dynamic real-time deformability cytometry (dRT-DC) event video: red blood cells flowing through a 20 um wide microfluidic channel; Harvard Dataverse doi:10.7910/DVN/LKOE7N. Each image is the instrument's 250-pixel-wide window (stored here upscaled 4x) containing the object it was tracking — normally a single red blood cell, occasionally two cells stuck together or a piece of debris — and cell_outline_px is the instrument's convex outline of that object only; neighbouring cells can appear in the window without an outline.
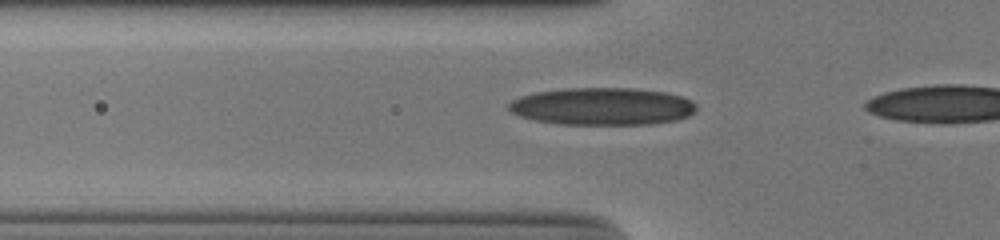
{"species": "human", "species_latin": "Homo sapiens", "temperature_condition": "cold", "stored_images_in_passage": 29, "camera_frame_rate_fps": 3000, "um_per_image_px": 0.085, "donor": {"sex": "male"}, "frame": {"image": 1, "passage_image": 4, "time_ms": 1.0, "image_size_px": [1000, 240], "cell_outline_px": [[696, 108], [688, 116], [676, 120], [652, 124], [560, 124], [536, 120], [520, 116], [512, 112], [508, 108], [508, 104], [512, 100], [520, 96], [536, 92], [564, 88], [632, 88], [664, 92], [680, 96], [692, 100], [696, 104]], "centroid_in_image_um": [51.19, 9.04], "position_along_channel_um": 74.6, "area_um2": 40.81}}
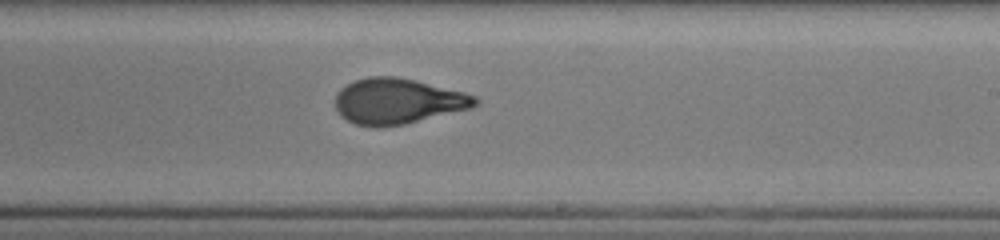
{"frame": {"image": 2, "passage_image": 18, "time_ms": 5.667, "image_size_px": [1000, 240], "cell_outline_px": [[480, 100], [472, 108], [404, 124], [384, 128], [372, 128], [356, 124], [340, 116], [336, 108], [336, 92], [340, 88], [356, 80], [368, 76], [396, 76], [416, 80], [464, 92], [476, 96]], "centroid_in_image_um": [33.8, 8.61], "position_along_channel_um": 255.2, "area_um2": 37.45}}
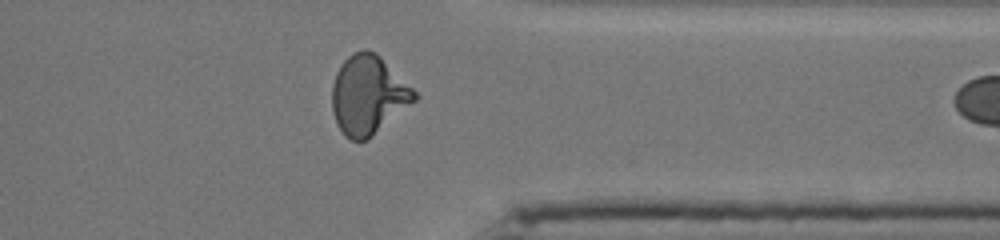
{"frame": {"image": 3, "passage_image": 28, "time_ms": 9.0, "image_size_px": [1000, 240], "cell_outline_px": [[416, 100], [368, 140], [352, 140], [344, 136], [336, 124], [332, 112], [332, 84], [336, 72], [340, 64], [352, 52], [364, 48], [368, 48], [376, 52], [416, 92]], "centroid_in_image_um": [31.26, 8.07], "position_along_channel_um": 380.1, "area_um2": 38.03}}